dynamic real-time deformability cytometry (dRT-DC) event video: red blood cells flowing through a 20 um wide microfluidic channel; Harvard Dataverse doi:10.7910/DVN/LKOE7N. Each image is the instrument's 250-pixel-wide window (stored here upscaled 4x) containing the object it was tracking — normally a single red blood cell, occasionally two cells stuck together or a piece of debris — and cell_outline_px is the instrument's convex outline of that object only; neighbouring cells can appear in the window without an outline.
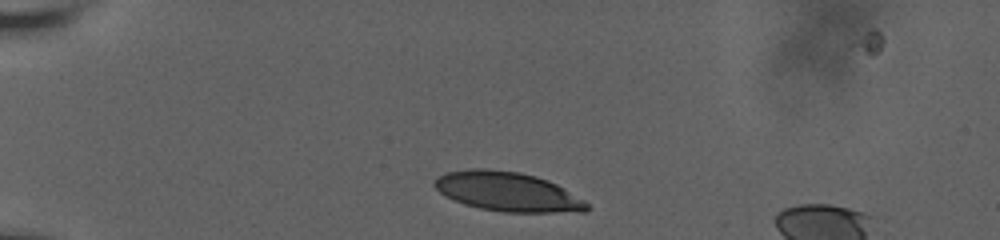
{"species": "human", "species_latin": "Homo sapiens", "temperature_condition": "room temperature", "stored_images_in_passage": 35, "camera_frame_rate_fps": 3000, "um_per_image_px": 0.085, "donor": {"sex": "male"}, "frame": {"image": 1, "passage_image": 5, "time_ms": 1.667, "image_size_px": [1000, 240], "cell_outline_px": [[592, 208], [584, 212], [504, 212], [480, 208], [464, 204], [440, 192], [432, 184], [432, 180], [436, 176], [448, 172], [472, 168], [484, 168], [520, 172], [536, 176], [548, 180], [556, 184], [584, 200]], "centroid_in_image_um": [43.14, 16.28], "position_along_channel_um": 41.9, "area_um2": 34.91}}
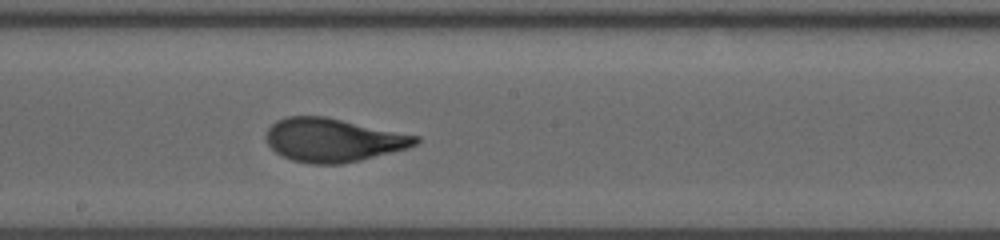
{"frame": {"image": 2, "passage_image": 22, "time_ms": 8.0, "image_size_px": [1000, 240], "cell_outline_px": [[420, 140], [416, 144], [408, 148], [360, 160], [340, 164], [312, 164], [292, 160], [276, 152], [268, 144], [264, 136], [268, 128], [276, 120], [288, 116], [324, 116], [420, 136]], "centroid_in_image_um": [28.3, 11.9], "position_along_channel_um": 219.9, "area_um2": 37.8}}
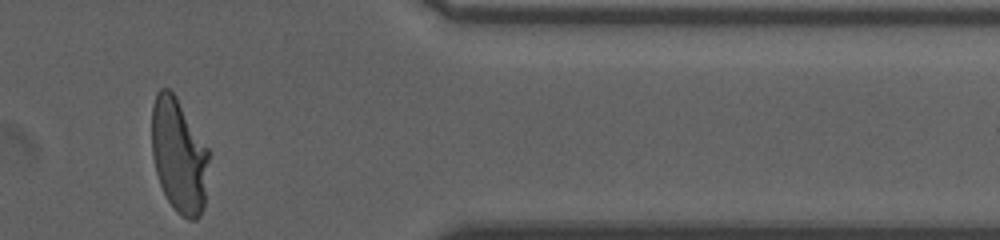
{"frame": {"image": 3, "passage_image": 35, "time_ms": 13.333, "image_size_px": [1000, 240], "cell_outline_px": [[208, 160], [204, 208], [200, 216], [196, 220], [188, 220], [180, 216], [176, 212], [168, 200], [160, 184], [156, 172], [152, 156], [152, 104], [156, 92], [160, 88], [168, 88], [176, 96], [208, 148]], "centroid_in_image_um": [15.19, 13.23], "position_along_channel_um": 396.2, "area_um2": 38.09}, "authors_computed_cell_mechanics": {"area_um2": 37.281, "velocity_mm_per_s": 3.6354, "shape_relaxation_time_tau1_ms": 4.5173, "shape_relaxation_time_tau2_ms": null, "deformation_change_tau1": 0.2145, "deformation_change_tau2": null}}